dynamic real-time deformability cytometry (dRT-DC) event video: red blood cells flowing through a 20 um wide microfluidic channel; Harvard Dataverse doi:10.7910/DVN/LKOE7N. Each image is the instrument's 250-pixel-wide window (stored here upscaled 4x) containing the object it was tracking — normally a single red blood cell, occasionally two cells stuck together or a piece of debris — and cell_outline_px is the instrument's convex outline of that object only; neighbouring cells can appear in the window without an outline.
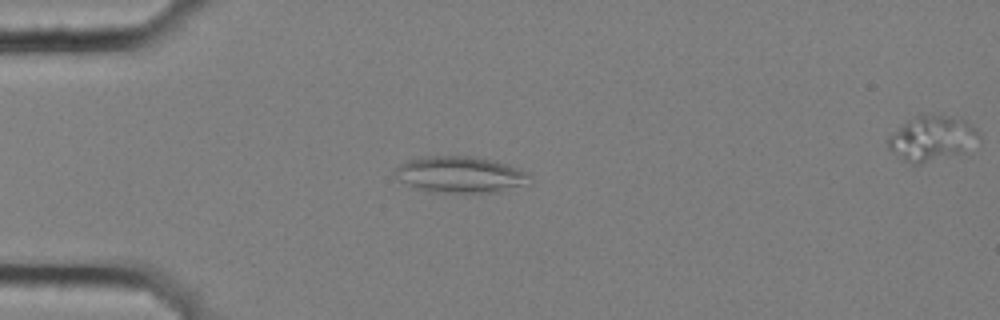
{"species": "common noctule bat (a hibernating species)", "species_latin": "Nyctalus noctula", "temperature_condition": "cold", "stored_images_in_passage": 9, "camera_frame_rate_fps": 3000, "um_per_image_px": 0.085, "animal": {"sex": "female", "body_mass_g": 25.1}, "frame": {"image": 1, "passage_image": 2, "time_ms": 0.333, "image_size_px": [1000, 320], "cell_outline_px": [[532, 184], [496, 192], [428, 192], [408, 184], [400, 180], [392, 172], [400, 164], [408, 160], [424, 156], [472, 156], [492, 160], [528, 172], [532, 176]], "centroid_in_image_um": [39.16, 14.84], "position_along_channel_um": 45.8, "area_um2": 28.61}}
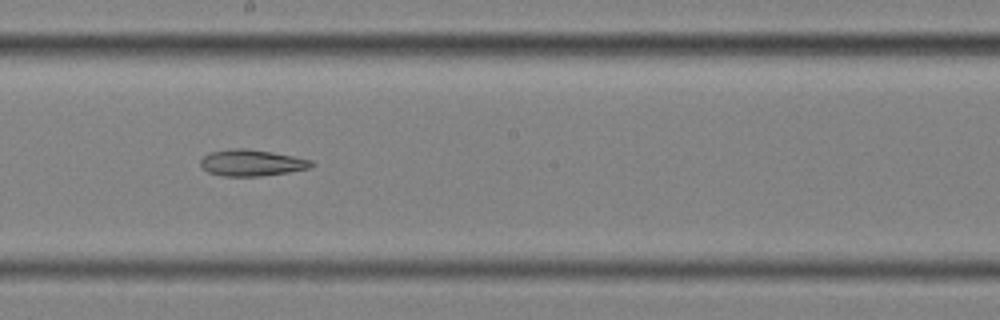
{"frame": {"image": 2, "passage_image": 7, "time_ms": 2.0, "image_size_px": [1000, 320], "cell_outline_px": [[316, 164], [308, 168], [288, 172], [260, 176], [224, 176], [208, 172], [200, 168], [200, 160], [208, 152], [232, 148], [248, 148], [272, 152], [312, 160]], "centroid_in_image_um": [21.35, 13.83], "position_along_channel_um": 226.9, "area_um2": 17.17}}
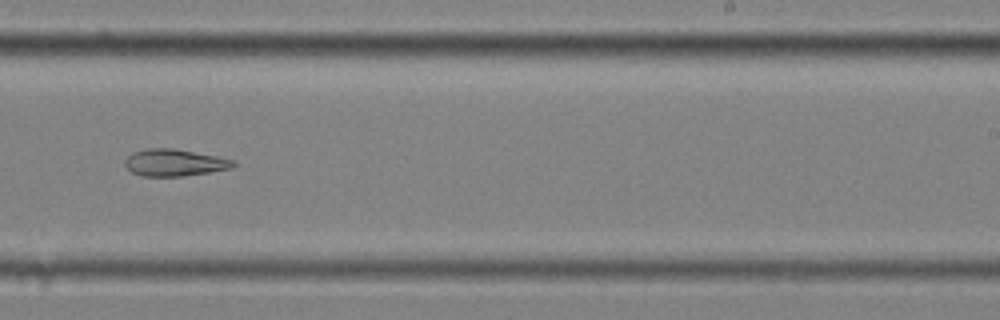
{"frame": {"image": 3, "passage_image": 8, "time_ms": 2.333, "image_size_px": [1000, 320], "cell_outline_px": [[236, 164], [232, 168], [208, 172], [180, 176], [140, 176], [132, 172], [124, 164], [124, 160], [132, 152], [148, 148], [172, 148], [216, 156], [236, 160]], "centroid_in_image_um": [14.81, 13.82], "position_along_channel_um": 274.2, "area_um2": 16.94}}